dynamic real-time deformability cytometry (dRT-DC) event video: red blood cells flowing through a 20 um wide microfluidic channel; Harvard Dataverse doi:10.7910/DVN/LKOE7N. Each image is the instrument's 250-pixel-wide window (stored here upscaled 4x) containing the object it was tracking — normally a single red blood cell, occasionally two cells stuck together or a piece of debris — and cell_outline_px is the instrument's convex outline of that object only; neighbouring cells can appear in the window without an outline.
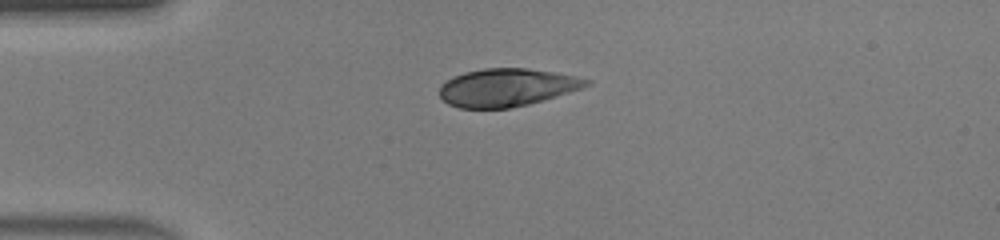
{"species": "human", "species_latin": "Homo sapiens", "temperature_condition": "warm", "stored_images_in_passage": 35, "camera_frame_rate_fps": 3000, "um_per_image_px": 0.085, "donor": {"sex": "male"}, "frame": {"image": 1, "passage_image": 1, "time_ms": 0.0, "image_size_px": [1000, 240], "cell_outline_px": [[592, 84], [556, 96], [528, 104], [508, 108], [460, 108], [448, 104], [440, 96], [440, 84], [452, 76], [464, 72], [484, 68], [528, 68], [576, 76], [592, 80]], "centroid_in_image_um": [43.05, 7.42], "position_along_channel_um": 41.9, "area_um2": 32.31}}
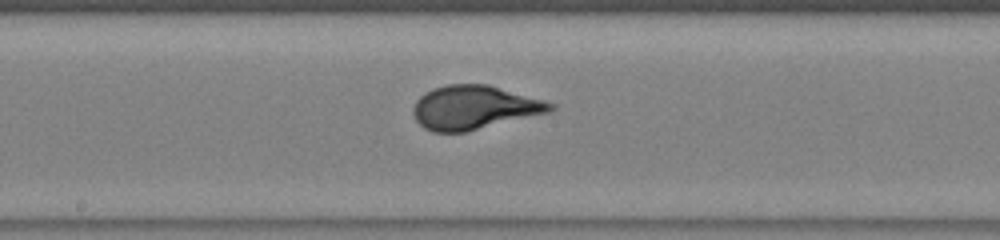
{"frame": {"image": 2, "passage_image": 14, "time_ms": 4.333, "image_size_px": [1000, 240], "cell_outline_px": [[556, 108], [548, 112], [464, 132], [432, 132], [424, 128], [416, 120], [412, 112], [412, 108], [416, 100], [420, 96], [432, 88], [448, 84], [488, 84], [544, 100], [556, 104]], "centroid_in_image_um": [40.28, 9.12], "position_along_channel_um": 207.9, "area_um2": 34.85}}
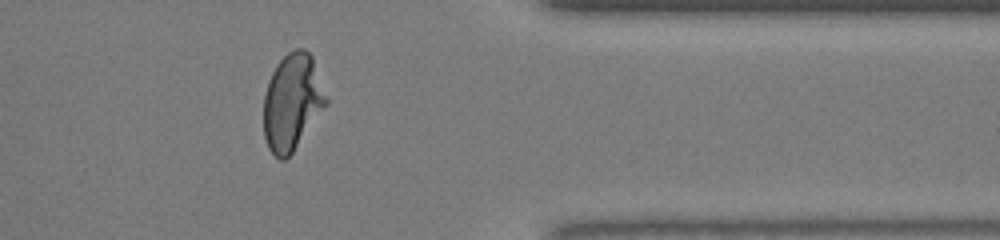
{"frame": {"image": 3, "passage_image": 27, "time_ms": 8.667, "image_size_px": [1000, 240], "cell_outline_px": [[328, 104], [292, 152], [284, 160], [280, 160], [268, 148], [264, 136], [264, 96], [268, 80], [276, 64], [288, 52], [296, 48], [304, 48], [312, 56], [328, 100]], "centroid_in_image_um": [24.83, 8.66], "position_along_channel_um": 386.6, "area_um2": 34.97}, "authors_computed_cell_mechanics": {"area_um2": 34.7956, "velocity_mm_per_s": 4.4713, "shape_relaxation_time_tau1_ms": 3.6384, "shape_relaxation_time_tau2_ms": null, "deformation_change_tau1": 0.2178, "deformation_change_tau2": null}}